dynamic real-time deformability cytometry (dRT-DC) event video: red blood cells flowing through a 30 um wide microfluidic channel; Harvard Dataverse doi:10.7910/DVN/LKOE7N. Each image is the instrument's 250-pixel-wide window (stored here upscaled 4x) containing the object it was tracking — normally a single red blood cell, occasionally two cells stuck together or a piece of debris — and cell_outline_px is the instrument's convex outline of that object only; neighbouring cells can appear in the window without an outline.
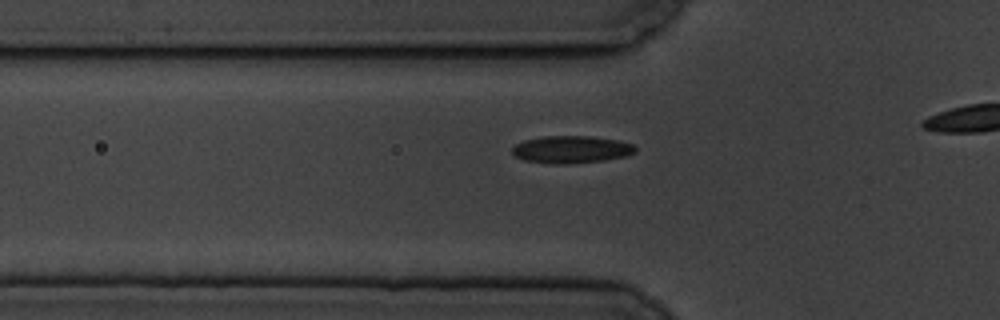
{"species": "common noctule bat (a hibernating species)", "species_latin": "Nyctalus noctula", "temperature_condition": "cold", "stored_images_in_passage": 27, "camera_frame_rate_fps": 3000, "um_per_image_px": 0.085, "animal": {"sex": "male", "body_mass_g": 19.5, "forearm_length_mm": 54.6}, "frame": {"image": 1, "passage_image": 12, "time_ms": 3.667, "image_size_px": [1000, 320], "cell_outline_px": [[636, 152], [628, 156], [604, 160], [568, 164], [552, 164], [524, 160], [516, 156], [512, 152], [512, 148], [516, 144], [524, 140], [544, 136], [592, 136], [620, 140], [632, 144], [636, 148]], "centroid_in_image_um": [48.59, 12.7], "position_along_channel_um": 77.2, "area_um2": 19.77}}
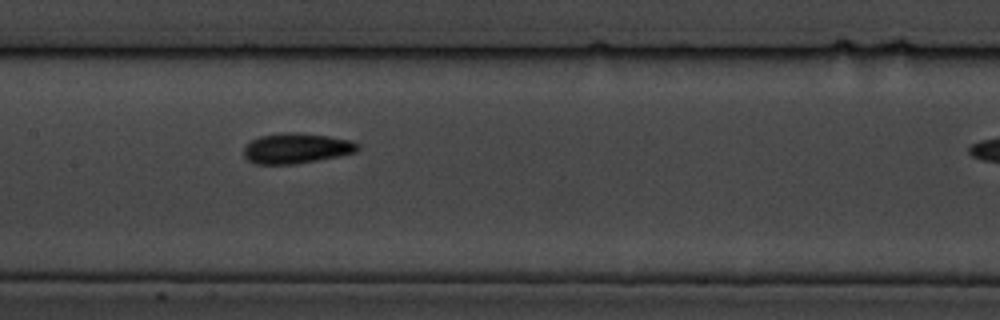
{"frame": {"image": 2, "passage_image": 21, "time_ms": 6.667, "image_size_px": [1000, 320], "cell_outline_px": [[360, 148], [356, 152], [296, 164], [256, 164], [248, 160], [244, 156], [244, 148], [252, 140], [260, 136], [284, 132], [296, 132], [328, 136], [352, 140]], "centroid_in_image_um": [25.18, 12.6], "position_along_channel_um": 182.2, "area_um2": 19.94}}
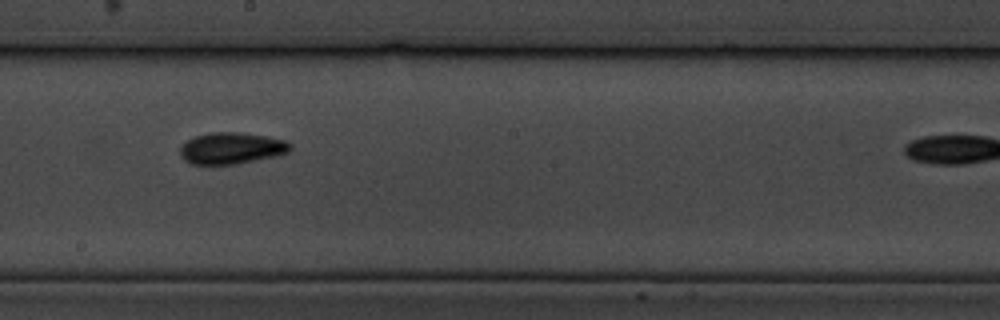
{"frame": {"image": 3, "passage_image": 25, "time_ms": 8.0, "image_size_px": [1000, 320], "cell_outline_px": [[292, 148], [288, 152], [276, 156], [232, 164], [192, 164], [184, 160], [180, 156], [180, 144], [196, 136], [208, 132], [240, 132], [268, 136], [284, 140], [292, 144]], "centroid_in_image_um": [19.66, 12.58], "position_along_channel_um": 228.5, "area_um2": 20.29}}